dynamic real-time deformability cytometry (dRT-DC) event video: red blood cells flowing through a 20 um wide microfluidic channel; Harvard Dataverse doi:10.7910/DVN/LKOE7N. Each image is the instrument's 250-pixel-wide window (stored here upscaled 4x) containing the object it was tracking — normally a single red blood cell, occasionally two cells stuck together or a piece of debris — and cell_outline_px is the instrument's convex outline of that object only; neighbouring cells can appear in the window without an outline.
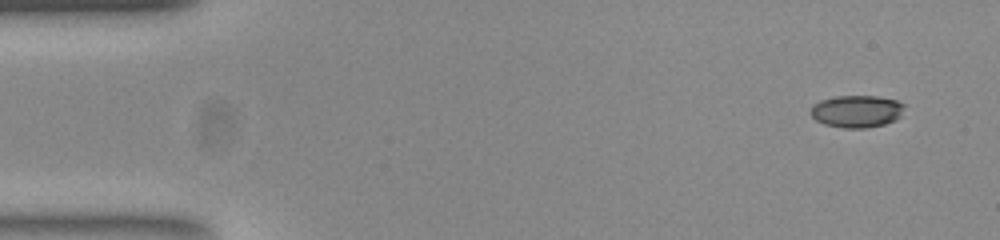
{"species": "common noctule bat (a hibernating species)", "species_latin": "Nyctalus noctula", "temperature_condition": "room temperature", "stored_images_in_passage": 9, "camera_frame_rate_fps": 3000, "um_per_image_px": 0.085, "animal": {"sex": "female", "body_mass_g": 23.0, "forearm_length_mm": 53.4}, "frame": {"image": 1, "passage_image": 1, "time_ms": 0.0, "image_size_px": [1000, 240], "cell_outline_px": [[904, 104], [900, 116], [896, 120], [884, 124], [868, 128], [844, 128], [824, 124], [816, 120], [808, 112], [812, 104], [820, 100], [836, 96], [876, 96], [896, 100]], "centroid_in_image_um": [72.78, 9.46], "position_along_channel_um": 12.2, "area_um2": 17.74}}